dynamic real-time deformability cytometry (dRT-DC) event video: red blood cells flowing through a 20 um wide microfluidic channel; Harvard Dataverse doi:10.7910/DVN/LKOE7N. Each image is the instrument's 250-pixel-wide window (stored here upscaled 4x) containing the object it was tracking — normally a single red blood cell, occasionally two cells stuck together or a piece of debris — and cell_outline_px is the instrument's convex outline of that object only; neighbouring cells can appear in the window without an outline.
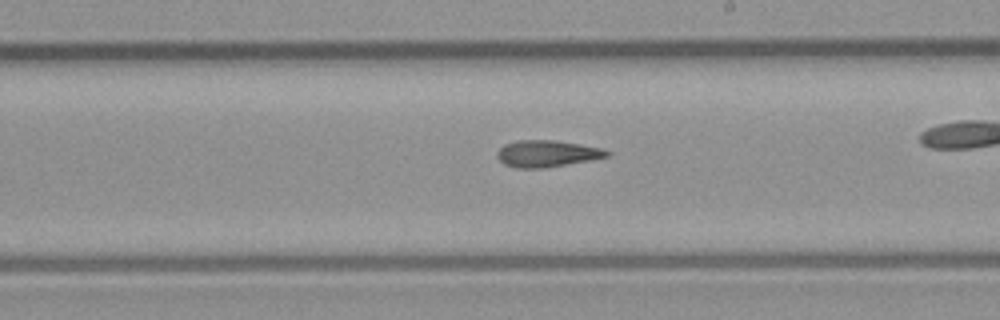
{"species": "common noctule bat (a hibernating species)", "species_latin": "Nyctalus noctula", "temperature_condition": "room temperature", "stored_images_in_passage": 35, "camera_frame_rate_fps": 3000, "um_per_image_px": 0.085, "animal": {"sex": "male", "body_mass_g": 23.1, "forearm_length_mm": 52.7}, "frame": {"image": 1, "passage_image": 25, "time_ms": 8.0, "image_size_px": [1000, 320], "cell_outline_px": [[612, 152], [608, 156], [588, 160], [544, 168], [516, 168], [504, 164], [496, 156], [496, 152], [504, 144], [520, 140], [556, 140], [604, 148]], "centroid_in_image_um": [46.48, 13.05], "position_along_channel_um": 242.5, "area_um2": 17.05}}